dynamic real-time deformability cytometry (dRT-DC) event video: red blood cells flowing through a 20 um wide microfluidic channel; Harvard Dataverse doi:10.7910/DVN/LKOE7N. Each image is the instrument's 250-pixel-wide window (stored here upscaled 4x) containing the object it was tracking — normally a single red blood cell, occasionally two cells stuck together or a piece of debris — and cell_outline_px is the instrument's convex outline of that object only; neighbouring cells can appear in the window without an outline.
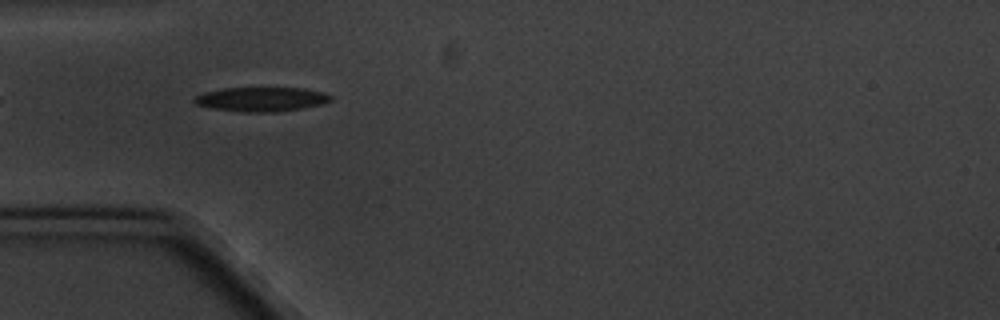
{"species": "common noctule bat (a hibernating species)", "species_latin": "Nyctalus noctula", "temperature_condition": "cold", "stored_images_in_passage": 2, "camera_frame_rate_fps": 3000, "um_per_image_px": 0.085, "animal": {"sex": "male", "body_mass_g": 20.1, "forearm_length_mm": 53.5}, "frame": {"image": 1, "passage_image": 1, "time_ms": 0.0, "image_size_px": [1000, 320], "cell_outline_px": [[332, 100], [320, 104], [300, 108], [276, 112], [244, 112], [212, 108], [196, 104], [192, 100], [196, 96], [204, 92], [224, 88], [304, 88], [324, 92], [332, 96]], "centroid_in_image_um": [22.21, 8.43], "position_along_channel_um": 62.8, "area_um2": 19.19}}